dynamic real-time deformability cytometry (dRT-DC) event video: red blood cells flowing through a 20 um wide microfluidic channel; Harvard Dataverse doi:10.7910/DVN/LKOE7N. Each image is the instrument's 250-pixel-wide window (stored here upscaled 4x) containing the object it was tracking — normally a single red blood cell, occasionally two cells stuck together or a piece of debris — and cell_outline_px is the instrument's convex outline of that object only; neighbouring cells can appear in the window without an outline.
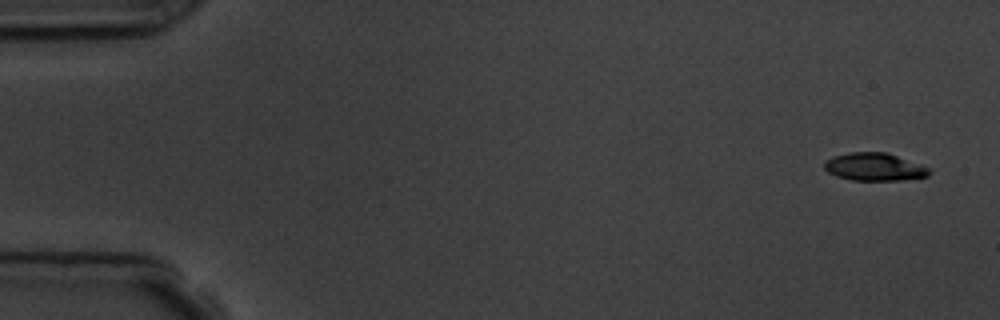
{"species": "common noctule bat (a hibernating species)", "species_latin": "Nyctalus noctula", "temperature_condition": "room temperature", "stored_images_in_passage": 5, "camera_frame_rate_fps": 3000, "um_per_image_px": 0.085, "animal": {"sex": "male", "body_mass_g": 19.5, "forearm_length_mm": 54.6}, "frame": {"image": 1, "passage_image": 1, "time_ms": 0.0, "image_size_px": [1000, 320], "cell_outline_px": [[932, 172], [928, 176], [900, 180], [852, 180], [836, 176], [828, 172], [824, 168], [824, 160], [832, 156], [852, 152], [884, 152], [896, 156], [928, 168]], "centroid_in_image_um": [74.26, 14.19], "position_along_channel_um": 10.7, "area_um2": 16.76}}
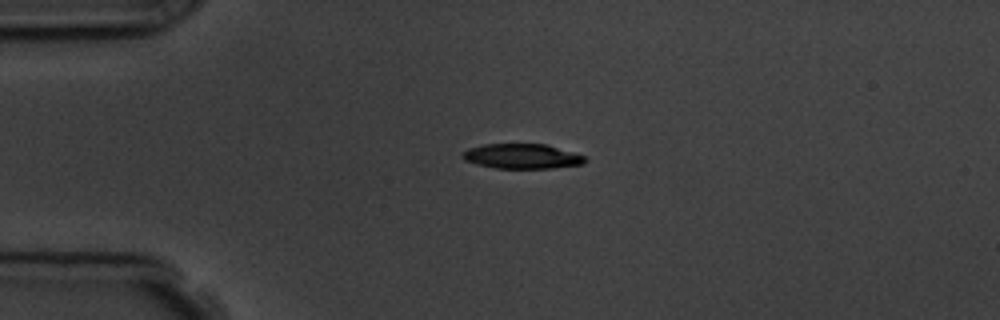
{"frame": {"image": 2, "passage_image": 4, "time_ms": 3.667, "image_size_px": [1000, 320], "cell_outline_px": [[588, 160], [580, 164], [552, 168], [496, 168], [476, 164], [464, 160], [460, 156], [468, 148], [484, 144], [544, 144], [584, 156]], "centroid_in_image_um": [44.31, 13.28], "position_along_channel_um": 40.7, "area_um2": 17.51}}